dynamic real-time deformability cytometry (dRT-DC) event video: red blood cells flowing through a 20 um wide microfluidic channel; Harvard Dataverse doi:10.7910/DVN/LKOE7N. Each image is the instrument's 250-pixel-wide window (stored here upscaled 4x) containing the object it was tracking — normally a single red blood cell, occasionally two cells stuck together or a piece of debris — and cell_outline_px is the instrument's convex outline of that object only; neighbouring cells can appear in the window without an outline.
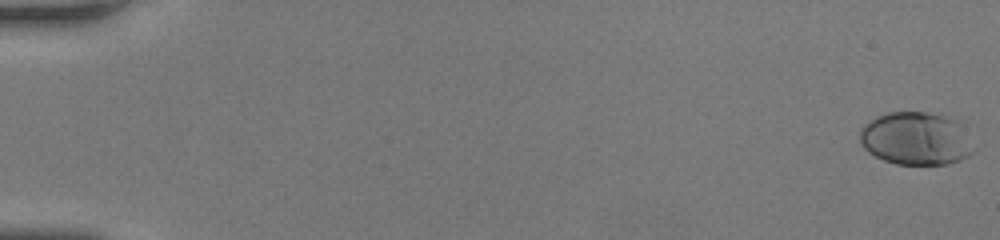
{"species": "human", "species_latin": "Homo sapiens", "temperature_condition": "room temperature", "stored_images_in_passage": 51, "camera_frame_rate_fps": 3000, "um_per_image_px": 0.085, "donor": {"sex": "female"}, "frame": {"image": 1, "passage_image": 1, "time_ms": 0.0, "image_size_px": [1000, 240], "cell_outline_px": [[976, 148], [968, 156], [960, 160], [948, 164], [896, 164], [884, 160], [868, 152], [864, 148], [860, 140], [860, 128], [864, 124], [876, 116], [888, 112], [924, 112], [968, 120]], "centroid_in_image_um": [78.0, 11.75], "position_along_channel_um": 7.0, "area_um2": 36.47}}
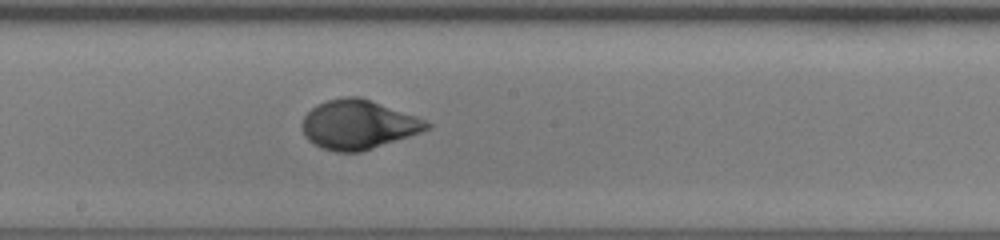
{"frame": {"image": 2, "passage_image": 30, "time_ms": 9.667, "image_size_px": [1000, 240], "cell_outline_px": [[432, 128], [360, 152], [336, 152], [320, 148], [308, 140], [304, 136], [300, 124], [304, 116], [316, 104], [328, 100], [344, 96], [360, 96], [416, 116], [432, 124]], "centroid_in_image_um": [30.41, 10.59], "position_along_channel_um": 217.8, "area_um2": 35.72}}
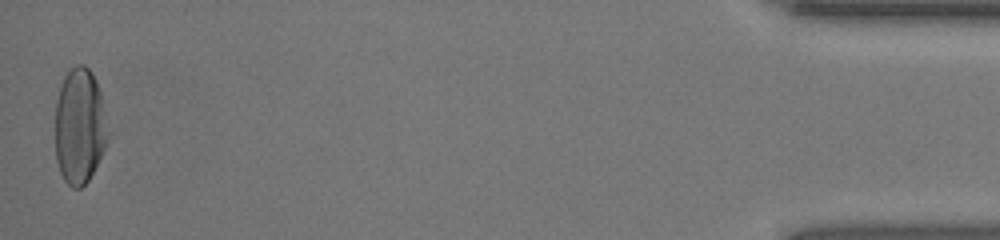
{"frame": {"image": 3, "passage_image": 51, "time_ms": 16.667, "image_size_px": [1000, 240], "cell_outline_px": [[112, 132], [88, 180], [80, 188], [72, 188], [64, 180], [60, 172], [56, 160], [56, 100], [64, 76], [76, 64], [84, 64], [92, 72], [96, 80], [100, 92]], "centroid_in_image_um": [6.8, 10.71], "position_along_channel_um": 428.4, "area_um2": 35.89}, "authors_computed_cell_mechanics": {"area_um2": 35.0268, "velocity_mm_per_s": 4.2441, "shape_relaxation_time_tau1_ms": 3.8699, "shape_relaxation_time_tau2_ms": null, "deformation_change_tau1": 0.1933, "deformation_change_tau2": null}}